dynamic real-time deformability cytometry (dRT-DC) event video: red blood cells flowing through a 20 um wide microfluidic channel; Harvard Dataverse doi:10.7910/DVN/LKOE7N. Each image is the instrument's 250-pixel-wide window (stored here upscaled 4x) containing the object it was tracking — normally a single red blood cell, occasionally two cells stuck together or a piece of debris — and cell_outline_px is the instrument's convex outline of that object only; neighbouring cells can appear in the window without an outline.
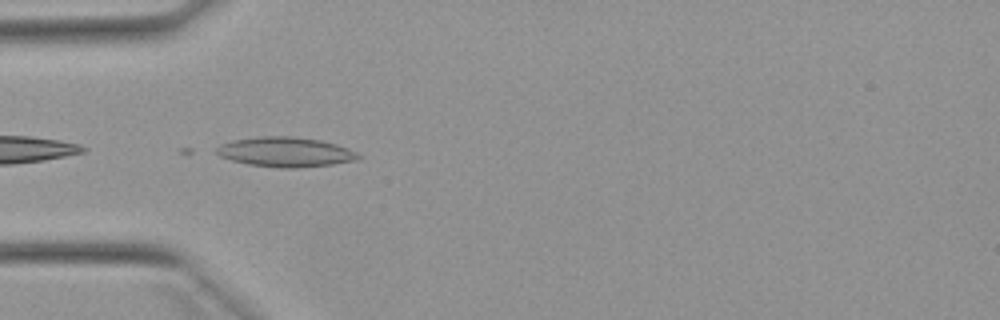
{"species": "Egyptian fruit bat (a non-hibernating species)", "species_latin": "Rousettus aegyptiacus", "temperature_condition": "warm", "stored_images_in_passage": 15, "camera_frame_rate_fps": 3000, "um_per_image_px": 0.085, "animal": {"sex": "female"}, "frame": {"image": 1, "passage_image": 1, "time_ms": 0.0, "image_size_px": [1000, 320], "cell_outline_px": [[360, 160], [332, 164], [292, 168], [280, 168], [248, 164], [232, 160], [220, 156], [216, 152], [216, 148], [220, 144], [232, 140], [256, 136], [292, 136], [320, 140], [336, 144], [356, 152], [360, 156]], "centroid_in_image_um": [24.25, 12.91], "position_along_channel_um": 60.8, "area_um2": 24.57}}
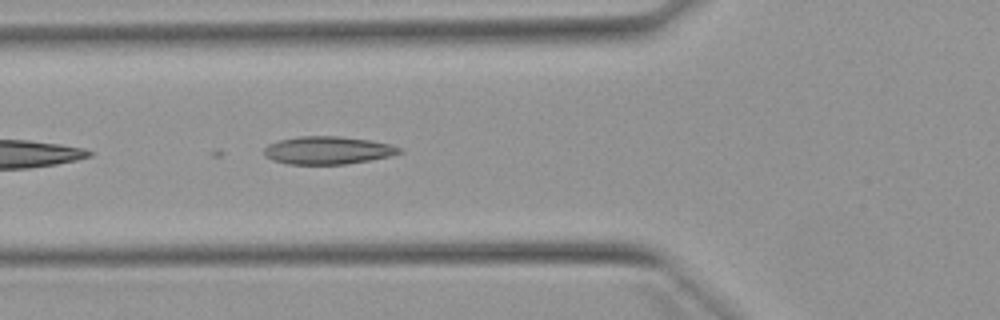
{"frame": {"image": 2, "passage_image": 4, "time_ms": 1.0, "image_size_px": [1000, 320], "cell_outline_px": [[404, 152], [388, 156], [368, 160], [344, 164], [288, 164], [272, 160], [264, 156], [264, 148], [268, 144], [280, 140], [296, 136], [340, 136], [372, 140], [392, 144], [400, 148]], "centroid_in_image_um": [27.85, 12.76], "position_along_channel_um": 98.0, "area_um2": 22.02}}